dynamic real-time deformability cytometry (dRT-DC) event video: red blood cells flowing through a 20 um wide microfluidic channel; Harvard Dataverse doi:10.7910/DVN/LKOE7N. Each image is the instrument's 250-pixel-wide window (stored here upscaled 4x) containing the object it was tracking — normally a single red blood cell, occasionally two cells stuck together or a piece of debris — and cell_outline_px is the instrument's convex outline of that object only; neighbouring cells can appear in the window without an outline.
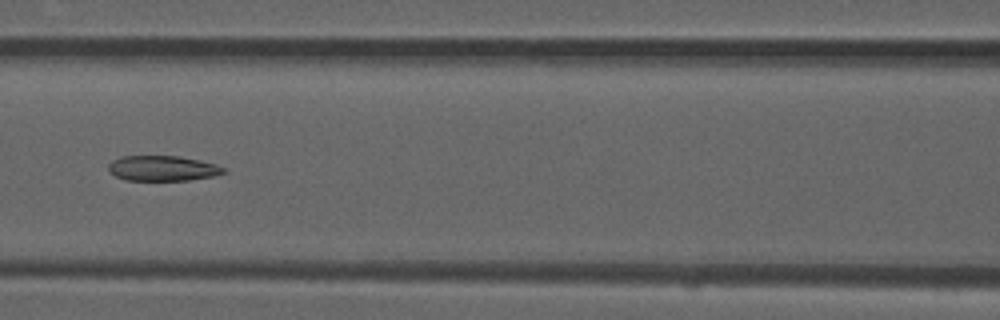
{"species": "common noctule bat (a hibernating species)", "species_latin": "Nyctalus noctula", "temperature_condition": "room temperature", "stored_images_in_passage": 6, "camera_frame_rate_fps": 3000, "um_per_image_px": 0.085, "animal": {"sex": "male", "forearm_length_mm": 52.5}, "frame": {"image": 1, "passage_image": 6, "time_ms": 1.667, "image_size_px": [1000, 320], "cell_outline_px": [[228, 172], [216, 176], [188, 180], [124, 180], [116, 176], [108, 168], [108, 164], [112, 160], [120, 156], [180, 156], [216, 164], [228, 168]], "centroid_in_image_um": [13.88, 14.3], "position_along_channel_um": 152.7, "area_um2": 17.11}}